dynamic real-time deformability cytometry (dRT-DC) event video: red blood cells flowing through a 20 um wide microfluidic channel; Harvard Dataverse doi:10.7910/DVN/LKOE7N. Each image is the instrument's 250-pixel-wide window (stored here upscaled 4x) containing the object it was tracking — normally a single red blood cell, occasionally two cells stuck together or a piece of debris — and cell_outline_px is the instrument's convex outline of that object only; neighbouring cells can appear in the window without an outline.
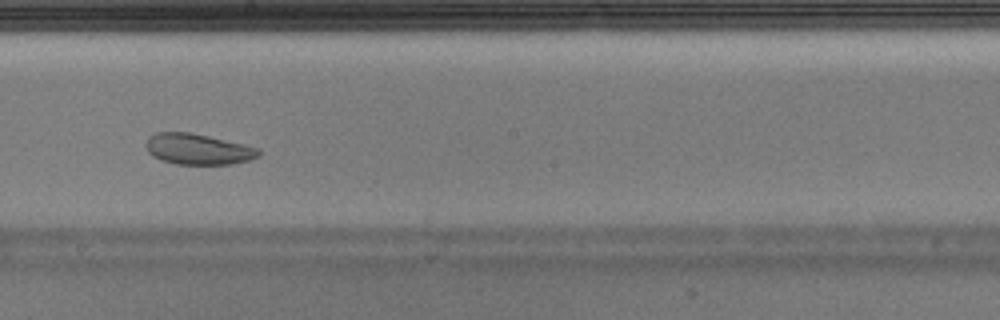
{"species": "Egyptian fruit bat (a non-hibernating species)", "species_latin": "Rousettus aegyptiacus", "temperature_condition": "warm", "stored_images_in_passage": 42, "camera_frame_rate_fps": 3000, "um_per_image_px": 0.085, "animal": {"sex": "male"}, "frame": {"image": 1, "passage_image": 24, "time_ms": 7.667, "image_size_px": [1000, 320], "cell_outline_px": [[260, 156], [248, 160], [232, 164], [176, 164], [160, 160], [152, 156], [148, 152], [144, 144], [148, 136], [156, 132], [192, 132], [244, 144], [260, 148]], "centroid_in_image_um": [16.8, 12.67], "position_along_channel_um": 231.4, "area_um2": 20.52}}